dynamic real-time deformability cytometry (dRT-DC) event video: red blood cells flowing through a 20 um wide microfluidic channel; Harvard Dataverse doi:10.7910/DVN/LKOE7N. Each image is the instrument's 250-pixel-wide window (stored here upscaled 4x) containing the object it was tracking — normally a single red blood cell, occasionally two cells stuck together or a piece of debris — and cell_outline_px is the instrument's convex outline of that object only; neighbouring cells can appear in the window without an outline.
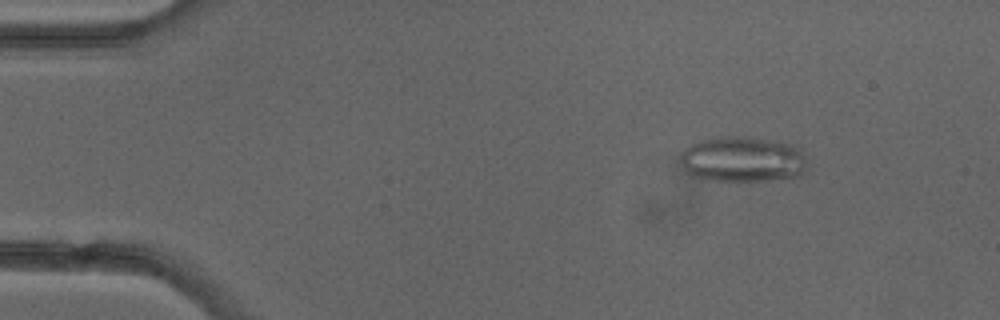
{"species": "common noctule bat (a hibernating species)", "species_latin": "Nyctalus noctula", "temperature_condition": "cold", "stored_images_in_passage": 4, "camera_frame_rate_fps": 3000, "um_per_image_px": 0.085, "animal": {"sex": "female"}, "frame": {"image": 1, "passage_image": 1, "time_ms": 0.0, "image_size_px": [1000, 320], "cell_outline_px": [[808, 160], [804, 172], [800, 176], [768, 180], [708, 180], [692, 176], [684, 172], [680, 164], [680, 152], [684, 148], [700, 140], [728, 136], [748, 136], [776, 140], [800, 148], [808, 156]], "centroid_in_image_um": [63.13, 13.53], "position_along_channel_um": 21.9, "area_um2": 34.28}}